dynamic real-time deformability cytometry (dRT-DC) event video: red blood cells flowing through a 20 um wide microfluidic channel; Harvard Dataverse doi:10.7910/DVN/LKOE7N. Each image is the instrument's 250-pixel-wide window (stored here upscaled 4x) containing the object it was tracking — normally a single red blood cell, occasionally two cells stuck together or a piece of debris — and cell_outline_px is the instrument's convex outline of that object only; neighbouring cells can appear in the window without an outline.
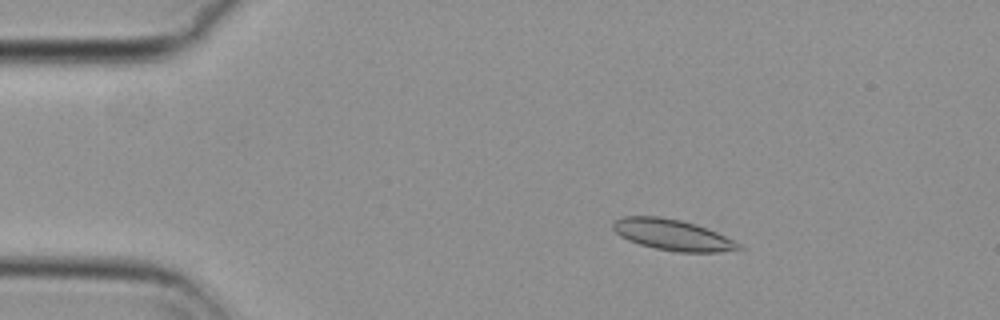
{"species": "common noctule bat (a hibernating species)", "species_latin": "Nyctalus noctula", "temperature_condition": "cold", "stored_images_in_passage": 48, "camera_frame_rate_fps": 3000, "um_per_image_px": 0.085, "animal": {"sex": "female", "body_mass_g": 29.2, "forearm_length_mm": 56.3}, "frame": {"image": 1, "passage_image": 2, "time_ms": 0.333, "image_size_px": [1000, 320], "cell_outline_px": [[744, 248], [720, 252], [676, 252], [656, 248], [640, 244], [628, 240], [620, 236], [612, 228], [612, 224], [616, 220], [624, 216], [660, 216], [680, 220], [696, 224], [716, 232], [740, 244]], "centroid_in_image_um": [57.14, 19.96], "position_along_channel_um": 27.9, "area_um2": 22.48}}
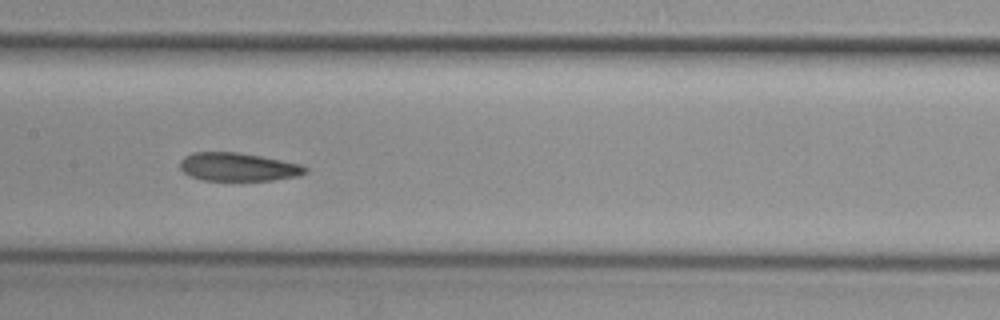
{"frame": {"image": 2, "passage_image": 20, "time_ms": 6.333, "image_size_px": [1000, 320], "cell_outline_px": [[308, 172], [300, 176], [272, 180], [200, 180], [184, 172], [180, 168], [180, 160], [184, 156], [192, 152], [236, 152], [260, 156], [300, 164], [308, 168]], "centroid_in_image_um": [20.24, 14.19], "position_along_channel_um": 187.2, "area_um2": 20.63}}
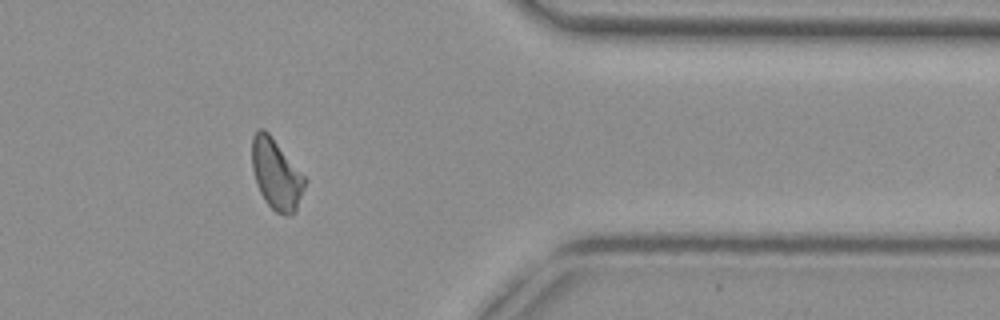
{"frame": {"image": 3, "passage_image": 38, "time_ms": 12.333, "image_size_px": [1000, 320], "cell_outline_px": [[308, 180], [296, 212], [288, 216], [284, 216], [276, 212], [264, 200], [256, 184], [252, 168], [252, 136], [260, 128], [264, 128], [268, 132]], "centroid_in_image_um": [23.5, 14.84], "position_along_channel_um": 387.9, "area_um2": 21.85}, "authors_computed_cell_mechanics": {"area_um2": 21.7039, "velocity_mm_per_s": 3.6844, "shape_relaxation_time_tau1_ms": null, "shape_relaxation_time_tau2_ms": 4.4081, "deformation_change_tau1": null, "deformation_change_tau2": 0.1124}}